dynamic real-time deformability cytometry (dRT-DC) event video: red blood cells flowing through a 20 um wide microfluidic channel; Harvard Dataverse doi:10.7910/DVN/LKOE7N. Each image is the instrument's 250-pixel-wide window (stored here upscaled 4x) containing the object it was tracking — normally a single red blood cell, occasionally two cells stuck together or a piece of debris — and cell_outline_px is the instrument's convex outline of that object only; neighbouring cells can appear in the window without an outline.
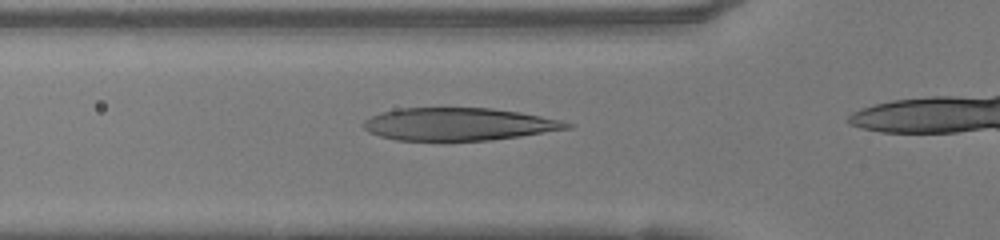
{"species": "human", "species_latin": "Homo sapiens", "temperature_condition": "warm", "stored_images_in_passage": 15, "camera_frame_rate_fps": 3000, "um_per_image_px": 0.085, "donor": {"sex": "female"}, "frame": {"image": 1, "passage_image": 2, "time_ms": 0.333, "image_size_px": [1000, 240], "cell_outline_px": [[576, 124], [572, 128], [520, 136], [492, 140], [444, 144], [396, 140], [380, 136], [368, 132], [360, 124], [364, 120], [372, 116], [396, 108], [492, 108], [520, 112], [560, 120]], "centroid_in_image_um": [38.95, 10.6], "position_along_channel_um": 86.9, "area_um2": 40.06}}
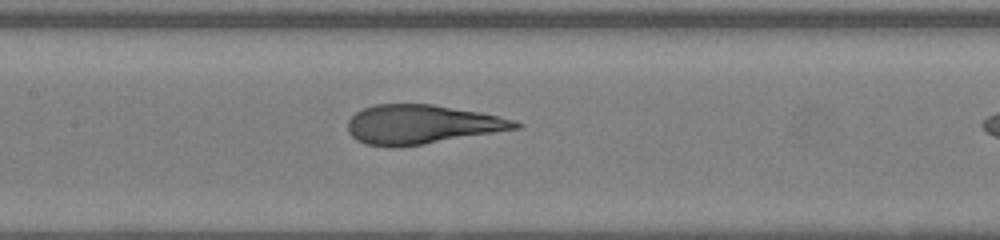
{"frame": {"image": 2, "passage_image": 8, "time_ms": 2.333, "image_size_px": [1000, 240], "cell_outline_px": [[524, 124], [520, 128], [424, 144], [388, 148], [364, 144], [356, 140], [348, 132], [348, 120], [356, 112], [364, 108], [376, 104], [432, 104], [480, 112], [500, 116], [516, 120]], "centroid_in_image_um": [35.84, 10.58], "position_along_channel_um": 171.6, "area_um2": 38.38}}
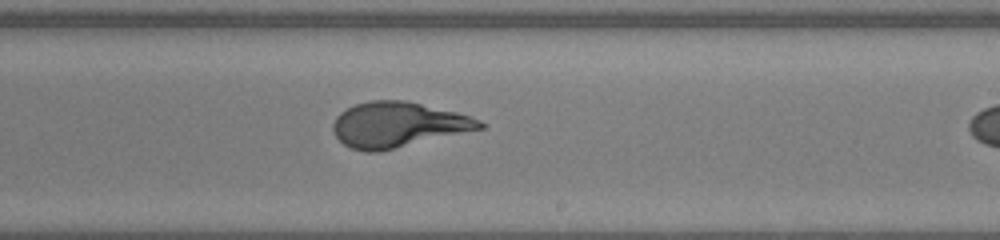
{"frame": {"image": 3, "passage_image": 14, "time_ms": 4.333, "image_size_px": [1000, 240], "cell_outline_px": [[484, 128], [380, 152], [364, 152], [352, 148], [344, 144], [336, 136], [332, 128], [332, 124], [336, 116], [340, 112], [356, 104], [372, 100], [404, 100], [456, 112], [472, 116], [480, 120], [484, 124]], "centroid_in_image_um": [33.82, 10.61], "position_along_channel_um": 255.2, "area_um2": 38.61}}